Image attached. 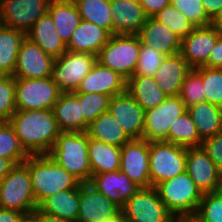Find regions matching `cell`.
Here are the masks:
<instances>
[{
  "label": "cell",
  "mask_w": 222,
  "mask_h": 222,
  "mask_svg": "<svg viewBox=\"0 0 222 222\" xmlns=\"http://www.w3.org/2000/svg\"><path fill=\"white\" fill-rule=\"evenodd\" d=\"M8 122L29 155H48L61 133L50 109L16 110Z\"/></svg>",
  "instance_id": "6da1fadb"
},
{
  "label": "cell",
  "mask_w": 222,
  "mask_h": 222,
  "mask_svg": "<svg viewBox=\"0 0 222 222\" xmlns=\"http://www.w3.org/2000/svg\"><path fill=\"white\" fill-rule=\"evenodd\" d=\"M23 163L29 170L37 207L56 192L75 189L81 184L49 155H30Z\"/></svg>",
  "instance_id": "7a4b0ae2"
},
{
  "label": "cell",
  "mask_w": 222,
  "mask_h": 222,
  "mask_svg": "<svg viewBox=\"0 0 222 222\" xmlns=\"http://www.w3.org/2000/svg\"><path fill=\"white\" fill-rule=\"evenodd\" d=\"M88 143L86 132H61L48 155L81 183H89Z\"/></svg>",
  "instance_id": "3957f363"
},
{
  "label": "cell",
  "mask_w": 222,
  "mask_h": 222,
  "mask_svg": "<svg viewBox=\"0 0 222 222\" xmlns=\"http://www.w3.org/2000/svg\"><path fill=\"white\" fill-rule=\"evenodd\" d=\"M155 188L173 216L194 215L203 195L186 171L160 182Z\"/></svg>",
  "instance_id": "277c9868"
},
{
  "label": "cell",
  "mask_w": 222,
  "mask_h": 222,
  "mask_svg": "<svg viewBox=\"0 0 222 222\" xmlns=\"http://www.w3.org/2000/svg\"><path fill=\"white\" fill-rule=\"evenodd\" d=\"M0 207L31 215L38 207L32 191L31 177L24 164L15 165L1 180Z\"/></svg>",
  "instance_id": "5b68a950"
},
{
  "label": "cell",
  "mask_w": 222,
  "mask_h": 222,
  "mask_svg": "<svg viewBox=\"0 0 222 222\" xmlns=\"http://www.w3.org/2000/svg\"><path fill=\"white\" fill-rule=\"evenodd\" d=\"M140 51L138 35H111L97 55V62L128 80L133 76Z\"/></svg>",
  "instance_id": "8992f818"
},
{
  "label": "cell",
  "mask_w": 222,
  "mask_h": 222,
  "mask_svg": "<svg viewBox=\"0 0 222 222\" xmlns=\"http://www.w3.org/2000/svg\"><path fill=\"white\" fill-rule=\"evenodd\" d=\"M187 147L167 141L149 142L151 186L185 172Z\"/></svg>",
  "instance_id": "52a82bcc"
},
{
  "label": "cell",
  "mask_w": 222,
  "mask_h": 222,
  "mask_svg": "<svg viewBox=\"0 0 222 222\" xmlns=\"http://www.w3.org/2000/svg\"><path fill=\"white\" fill-rule=\"evenodd\" d=\"M61 94L52 76L35 79L15 78L16 110H52Z\"/></svg>",
  "instance_id": "ba28073f"
},
{
  "label": "cell",
  "mask_w": 222,
  "mask_h": 222,
  "mask_svg": "<svg viewBox=\"0 0 222 222\" xmlns=\"http://www.w3.org/2000/svg\"><path fill=\"white\" fill-rule=\"evenodd\" d=\"M96 62V55L66 51L54 59L52 79L61 93H74Z\"/></svg>",
  "instance_id": "9c48e42d"
},
{
  "label": "cell",
  "mask_w": 222,
  "mask_h": 222,
  "mask_svg": "<svg viewBox=\"0 0 222 222\" xmlns=\"http://www.w3.org/2000/svg\"><path fill=\"white\" fill-rule=\"evenodd\" d=\"M120 211L124 222H171L173 218L155 187L140 188Z\"/></svg>",
  "instance_id": "30bf717a"
},
{
  "label": "cell",
  "mask_w": 222,
  "mask_h": 222,
  "mask_svg": "<svg viewBox=\"0 0 222 222\" xmlns=\"http://www.w3.org/2000/svg\"><path fill=\"white\" fill-rule=\"evenodd\" d=\"M187 108L179 96H167L157 107L145 111L143 138L148 142L167 141L170 126Z\"/></svg>",
  "instance_id": "8fae6325"
},
{
  "label": "cell",
  "mask_w": 222,
  "mask_h": 222,
  "mask_svg": "<svg viewBox=\"0 0 222 222\" xmlns=\"http://www.w3.org/2000/svg\"><path fill=\"white\" fill-rule=\"evenodd\" d=\"M50 0H0L2 25L27 33L48 9Z\"/></svg>",
  "instance_id": "7c38bea8"
},
{
  "label": "cell",
  "mask_w": 222,
  "mask_h": 222,
  "mask_svg": "<svg viewBox=\"0 0 222 222\" xmlns=\"http://www.w3.org/2000/svg\"><path fill=\"white\" fill-rule=\"evenodd\" d=\"M120 171L139 187H152L149 173L148 141L131 139L121 147Z\"/></svg>",
  "instance_id": "4fadbf2b"
},
{
  "label": "cell",
  "mask_w": 222,
  "mask_h": 222,
  "mask_svg": "<svg viewBox=\"0 0 222 222\" xmlns=\"http://www.w3.org/2000/svg\"><path fill=\"white\" fill-rule=\"evenodd\" d=\"M185 171L202 194L220 190L222 172L202 146L187 148Z\"/></svg>",
  "instance_id": "5bb4252c"
},
{
  "label": "cell",
  "mask_w": 222,
  "mask_h": 222,
  "mask_svg": "<svg viewBox=\"0 0 222 222\" xmlns=\"http://www.w3.org/2000/svg\"><path fill=\"white\" fill-rule=\"evenodd\" d=\"M53 62L52 56L25 37L17 54L13 76L25 79L50 77L52 76Z\"/></svg>",
  "instance_id": "9a60e30c"
},
{
  "label": "cell",
  "mask_w": 222,
  "mask_h": 222,
  "mask_svg": "<svg viewBox=\"0 0 222 222\" xmlns=\"http://www.w3.org/2000/svg\"><path fill=\"white\" fill-rule=\"evenodd\" d=\"M120 213V207L90 183L80 184L77 222H105L116 218Z\"/></svg>",
  "instance_id": "2e32d148"
},
{
  "label": "cell",
  "mask_w": 222,
  "mask_h": 222,
  "mask_svg": "<svg viewBox=\"0 0 222 222\" xmlns=\"http://www.w3.org/2000/svg\"><path fill=\"white\" fill-rule=\"evenodd\" d=\"M108 111L130 139H142L145 111L127 92L111 97Z\"/></svg>",
  "instance_id": "e0dca14e"
},
{
  "label": "cell",
  "mask_w": 222,
  "mask_h": 222,
  "mask_svg": "<svg viewBox=\"0 0 222 222\" xmlns=\"http://www.w3.org/2000/svg\"><path fill=\"white\" fill-rule=\"evenodd\" d=\"M218 38V30L211 24L195 27L181 40L180 54L191 68L203 66L209 59Z\"/></svg>",
  "instance_id": "ac0fdd59"
},
{
  "label": "cell",
  "mask_w": 222,
  "mask_h": 222,
  "mask_svg": "<svg viewBox=\"0 0 222 222\" xmlns=\"http://www.w3.org/2000/svg\"><path fill=\"white\" fill-rule=\"evenodd\" d=\"M89 183L120 208L141 188L120 170L94 175Z\"/></svg>",
  "instance_id": "d6986e66"
},
{
  "label": "cell",
  "mask_w": 222,
  "mask_h": 222,
  "mask_svg": "<svg viewBox=\"0 0 222 222\" xmlns=\"http://www.w3.org/2000/svg\"><path fill=\"white\" fill-rule=\"evenodd\" d=\"M127 80L112 69L96 62L80 82L77 93H100L113 97L126 91Z\"/></svg>",
  "instance_id": "ffe728a7"
},
{
  "label": "cell",
  "mask_w": 222,
  "mask_h": 222,
  "mask_svg": "<svg viewBox=\"0 0 222 222\" xmlns=\"http://www.w3.org/2000/svg\"><path fill=\"white\" fill-rule=\"evenodd\" d=\"M142 44L165 56L180 53L181 39L166 25L154 17H147L138 34Z\"/></svg>",
  "instance_id": "44dd1931"
},
{
  "label": "cell",
  "mask_w": 222,
  "mask_h": 222,
  "mask_svg": "<svg viewBox=\"0 0 222 222\" xmlns=\"http://www.w3.org/2000/svg\"><path fill=\"white\" fill-rule=\"evenodd\" d=\"M111 11L113 35H138L147 18L139 1L111 0Z\"/></svg>",
  "instance_id": "7402d4cb"
},
{
  "label": "cell",
  "mask_w": 222,
  "mask_h": 222,
  "mask_svg": "<svg viewBox=\"0 0 222 222\" xmlns=\"http://www.w3.org/2000/svg\"><path fill=\"white\" fill-rule=\"evenodd\" d=\"M110 37L111 34L107 30L81 19L66 44V50L97 56Z\"/></svg>",
  "instance_id": "603a6c76"
},
{
  "label": "cell",
  "mask_w": 222,
  "mask_h": 222,
  "mask_svg": "<svg viewBox=\"0 0 222 222\" xmlns=\"http://www.w3.org/2000/svg\"><path fill=\"white\" fill-rule=\"evenodd\" d=\"M192 68L180 53L166 56L155 75L157 85L167 96H178L186 74Z\"/></svg>",
  "instance_id": "cb8c5ba5"
},
{
  "label": "cell",
  "mask_w": 222,
  "mask_h": 222,
  "mask_svg": "<svg viewBox=\"0 0 222 222\" xmlns=\"http://www.w3.org/2000/svg\"><path fill=\"white\" fill-rule=\"evenodd\" d=\"M52 112L61 132L87 131L89 123L84 119L79 100L74 93H62Z\"/></svg>",
  "instance_id": "d4e9b609"
},
{
  "label": "cell",
  "mask_w": 222,
  "mask_h": 222,
  "mask_svg": "<svg viewBox=\"0 0 222 222\" xmlns=\"http://www.w3.org/2000/svg\"><path fill=\"white\" fill-rule=\"evenodd\" d=\"M26 37L54 59L63 55L66 44L56 32L51 15L46 12L27 31Z\"/></svg>",
  "instance_id": "484cf974"
},
{
  "label": "cell",
  "mask_w": 222,
  "mask_h": 222,
  "mask_svg": "<svg viewBox=\"0 0 222 222\" xmlns=\"http://www.w3.org/2000/svg\"><path fill=\"white\" fill-rule=\"evenodd\" d=\"M47 12L53 19L57 34L67 44L81 21L74 1L50 0Z\"/></svg>",
  "instance_id": "4316f807"
},
{
  "label": "cell",
  "mask_w": 222,
  "mask_h": 222,
  "mask_svg": "<svg viewBox=\"0 0 222 222\" xmlns=\"http://www.w3.org/2000/svg\"><path fill=\"white\" fill-rule=\"evenodd\" d=\"M187 112L202 141L222 131V108L204 101L188 107Z\"/></svg>",
  "instance_id": "83f0119b"
},
{
  "label": "cell",
  "mask_w": 222,
  "mask_h": 222,
  "mask_svg": "<svg viewBox=\"0 0 222 222\" xmlns=\"http://www.w3.org/2000/svg\"><path fill=\"white\" fill-rule=\"evenodd\" d=\"M126 91L144 111L159 106L167 98L153 76H131L127 80Z\"/></svg>",
  "instance_id": "f1b7e54d"
},
{
  "label": "cell",
  "mask_w": 222,
  "mask_h": 222,
  "mask_svg": "<svg viewBox=\"0 0 222 222\" xmlns=\"http://www.w3.org/2000/svg\"><path fill=\"white\" fill-rule=\"evenodd\" d=\"M38 209L48 215L77 222L79 215V187L56 192L46 198Z\"/></svg>",
  "instance_id": "f546056e"
},
{
  "label": "cell",
  "mask_w": 222,
  "mask_h": 222,
  "mask_svg": "<svg viewBox=\"0 0 222 222\" xmlns=\"http://www.w3.org/2000/svg\"><path fill=\"white\" fill-rule=\"evenodd\" d=\"M121 148L89 138L88 159L92 176L120 170Z\"/></svg>",
  "instance_id": "4dcf8cb0"
},
{
  "label": "cell",
  "mask_w": 222,
  "mask_h": 222,
  "mask_svg": "<svg viewBox=\"0 0 222 222\" xmlns=\"http://www.w3.org/2000/svg\"><path fill=\"white\" fill-rule=\"evenodd\" d=\"M86 133L89 138L120 148L131 140L109 111L102 113L91 122Z\"/></svg>",
  "instance_id": "1f68e13d"
},
{
  "label": "cell",
  "mask_w": 222,
  "mask_h": 222,
  "mask_svg": "<svg viewBox=\"0 0 222 222\" xmlns=\"http://www.w3.org/2000/svg\"><path fill=\"white\" fill-rule=\"evenodd\" d=\"M26 33L0 25V75L13 76L16 58Z\"/></svg>",
  "instance_id": "d6a6232c"
},
{
  "label": "cell",
  "mask_w": 222,
  "mask_h": 222,
  "mask_svg": "<svg viewBox=\"0 0 222 222\" xmlns=\"http://www.w3.org/2000/svg\"><path fill=\"white\" fill-rule=\"evenodd\" d=\"M82 20L91 22L113 35L111 0H73Z\"/></svg>",
  "instance_id": "836d02e7"
},
{
  "label": "cell",
  "mask_w": 222,
  "mask_h": 222,
  "mask_svg": "<svg viewBox=\"0 0 222 222\" xmlns=\"http://www.w3.org/2000/svg\"><path fill=\"white\" fill-rule=\"evenodd\" d=\"M168 142L187 148L202 145V140L197 133L195 124L187 111L176 118L173 126H170Z\"/></svg>",
  "instance_id": "e575fe53"
},
{
  "label": "cell",
  "mask_w": 222,
  "mask_h": 222,
  "mask_svg": "<svg viewBox=\"0 0 222 222\" xmlns=\"http://www.w3.org/2000/svg\"><path fill=\"white\" fill-rule=\"evenodd\" d=\"M30 155L22 147L14 128L8 121L0 122V157L14 165L23 163Z\"/></svg>",
  "instance_id": "d590c367"
},
{
  "label": "cell",
  "mask_w": 222,
  "mask_h": 222,
  "mask_svg": "<svg viewBox=\"0 0 222 222\" xmlns=\"http://www.w3.org/2000/svg\"><path fill=\"white\" fill-rule=\"evenodd\" d=\"M153 17L171 29L181 40L195 29V25L171 4Z\"/></svg>",
  "instance_id": "8d00e7d4"
},
{
  "label": "cell",
  "mask_w": 222,
  "mask_h": 222,
  "mask_svg": "<svg viewBox=\"0 0 222 222\" xmlns=\"http://www.w3.org/2000/svg\"><path fill=\"white\" fill-rule=\"evenodd\" d=\"M202 78L206 101L222 108V69L196 67Z\"/></svg>",
  "instance_id": "74e56055"
},
{
  "label": "cell",
  "mask_w": 222,
  "mask_h": 222,
  "mask_svg": "<svg viewBox=\"0 0 222 222\" xmlns=\"http://www.w3.org/2000/svg\"><path fill=\"white\" fill-rule=\"evenodd\" d=\"M178 96L186 108L206 101L201 75L194 68L186 74Z\"/></svg>",
  "instance_id": "f35d334b"
},
{
  "label": "cell",
  "mask_w": 222,
  "mask_h": 222,
  "mask_svg": "<svg viewBox=\"0 0 222 222\" xmlns=\"http://www.w3.org/2000/svg\"><path fill=\"white\" fill-rule=\"evenodd\" d=\"M84 119L90 124L99 115L108 111L110 96L100 93H77Z\"/></svg>",
  "instance_id": "ab89813d"
},
{
  "label": "cell",
  "mask_w": 222,
  "mask_h": 222,
  "mask_svg": "<svg viewBox=\"0 0 222 222\" xmlns=\"http://www.w3.org/2000/svg\"><path fill=\"white\" fill-rule=\"evenodd\" d=\"M194 216L199 222H222V193H204Z\"/></svg>",
  "instance_id": "60d3db41"
},
{
  "label": "cell",
  "mask_w": 222,
  "mask_h": 222,
  "mask_svg": "<svg viewBox=\"0 0 222 222\" xmlns=\"http://www.w3.org/2000/svg\"><path fill=\"white\" fill-rule=\"evenodd\" d=\"M15 111V77L0 75V122L9 121Z\"/></svg>",
  "instance_id": "b9f144b4"
},
{
  "label": "cell",
  "mask_w": 222,
  "mask_h": 222,
  "mask_svg": "<svg viewBox=\"0 0 222 222\" xmlns=\"http://www.w3.org/2000/svg\"><path fill=\"white\" fill-rule=\"evenodd\" d=\"M166 56L140 41V51L133 75L154 76Z\"/></svg>",
  "instance_id": "7bdbcfd3"
},
{
  "label": "cell",
  "mask_w": 222,
  "mask_h": 222,
  "mask_svg": "<svg viewBox=\"0 0 222 222\" xmlns=\"http://www.w3.org/2000/svg\"><path fill=\"white\" fill-rule=\"evenodd\" d=\"M171 5L178 9L195 27L211 24L201 0H171Z\"/></svg>",
  "instance_id": "ee69618b"
},
{
  "label": "cell",
  "mask_w": 222,
  "mask_h": 222,
  "mask_svg": "<svg viewBox=\"0 0 222 222\" xmlns=\"http://www.w3.org/2000/svg\"><path fill=\"white\" fill-rule=\"evenodd\" d=\"M201 146L207 152L208 157L222 172V131L213 137L203 140Z\"/></svg>",
  "instance_id": "f6af8a7d"
},
{
  "label": "cell",
  "mask_w": 222,
  "mask_h": 222,
  "mask_svg": "<svg viewBox=\"0 0 222 222\" xmlns=\"http://www.w3.org/2000/svg\"><path fill=\"white\" fill-rule=\"evenodd\" d=\"M203 67L222 69V32L218 31L216 44L211 50L209 59Z\"/></svg>",
  "instance_id": "bcb514c9"
},
{
  "label": "cell",
  "mask_w": 222,
  "mask_h": 222,
  "mask_svg": "<svg viewBox=\"0 0 222 222\" xmlns=\"http://www.w3.org/2000/svg\"><path fill=\"white\" fill-rule=\"evenodd\" d=\"M139 3L147 17H153L165 6L171 4V0H139Z\"/></svg>",
  "instance_id": "7dc6e473"
},
{
  "label": "cell",
  "mask_w": 222,
  "mask_h": 222,
  "mask_svg": "<svg viewBox=\"0 0 222 222\" xmlns=\"http://www.w3.org/2000/svg\"><path fill=\"white\" fill-rule=\"evenodd\" d=\"M24 216L19 211L0 207V222H20Z\"/></svg>",
  "instance_id": "c3c4849f"
},
{
  "label": "cell",
  "mask_w": 222,
  "mask_h": 222,
  "mask_svg": "<svg viewBox=\"0 0 222 222\" xmlns=\"http://www.w3.org/2000/svg\"><path fill=\"white\" fill-rule=\"evenodd\" d=\"M207 16L212 20L222 7V0H201Z\"/></svg>",
  "instance_id": "681fc988"
},
{
  "label": "cell",
  "mask_w": 222,
  "mask_h": 222,
  "mask_svg": "<svg viewBox=\"0 0 222 222\" xmlns=\"http://www.w3.org/2000/svg\"><path fill=\"white\" fill-rule=\"evenodd\" d=\"M32 215L37 219V222H74L71 220L45 214L41 212L38 208L32 213Z\"/></svg>",
  "instance_id": "f907efd6"
},
{
  "label": "cell",
  "mask_w": 222,
  "mask_h": 222,
  "mask_svg": "<svg viewBox=\"0 0 222 222\" xmlns=\"http://www.w3.org/2000/svg\"><path fill=\"white\" fill-rule=\"evenodd\" d=\"M14 166L9 159L0 157V179L4 178Z\"/></svg>",
  "instance_id": "816d5d0a"
},
{
  "label": "cell",
  "mask_w": 222,
  "mask_h": 222,
  "mask_svg": "<svg viewBox=\"0 0 222 222\" xmlns=\"http://www.w3.org/2000/svg\"><path fill=\"white\" fill-rule=\"evenodd\" d=\"M211 25L218 31L222 32V7L219 12L211 20Z\"/></svg>",
  "instance_id": "f5cc1de1"
},
{
  "label": "cell",
  "mask_w": 222,
  "mask_h": 222,
  "mask_svg": "<svg viewBox=\"0 0 222 222\" xmlns=\"http://www.w3.org/2000/svg\"><path fill=\"white\" fill-rule=\"evenodd\" d=\"M171 222H199L194 215L173 216Z\"/></svg>",
  "instance_id": "db71d44e"
},
{
  "label": "cell",
  "mask_w": 222,
  "mask_h": 222,
  "mask_svg": "<svg viewBox=\"0 0 222 222\" xmlns=\"http://www.w3.org/2000/svg\"><path fill=\"white\" fill-rule=\"evenodd\" d=\"M20 222H37V219L31 215H25Z\"/></svg>",
  "instance_id": "11a10c76"
},
{
  "label": "cell",
  "mask_w": 222,
  "mask_h": 222,
  "mask_svg": "<svg viewBox=\"0 0 222 222\" xmlns=\"http://www.w3.org/2000/svg\"><path fill=\"white\" fill-rule=\"evenodd\" d=\"M105 222H124V220H123L122 215L120 213L116 218L105 221Z\"/></svg>",
  "instance_id": "9f6ffc18"
},
{
  "label": "cell",
  "mask_w": 222,
  "mask_h": 222,
  "mask_svg": "<svg viewBox=\"0 0 222 222\" xmlns=\"http://www.w3.org/2000/svg\"><path fill=\"white\" fill-rule=\"evenodd\" d=\"M219 191L222 193V180H221L220 190Z\"/></svg>",
  "instance_id": "6f0895ef"
},
{
  "label": "cell",
  "mask_w": 222,
  "mask_h": 222,
  "mask_svg": "<svg viewBox=\"0 0 222 222\" xmlns=\"http://www.w3.org/2000/svg\"><path fill=\"white\" fill-rule=\"evenodd\" d=\"M127 1H130V2H138L139 0H127Z\"/></svg>",
  "instance_id": "680465c9"
}]
</instances>
